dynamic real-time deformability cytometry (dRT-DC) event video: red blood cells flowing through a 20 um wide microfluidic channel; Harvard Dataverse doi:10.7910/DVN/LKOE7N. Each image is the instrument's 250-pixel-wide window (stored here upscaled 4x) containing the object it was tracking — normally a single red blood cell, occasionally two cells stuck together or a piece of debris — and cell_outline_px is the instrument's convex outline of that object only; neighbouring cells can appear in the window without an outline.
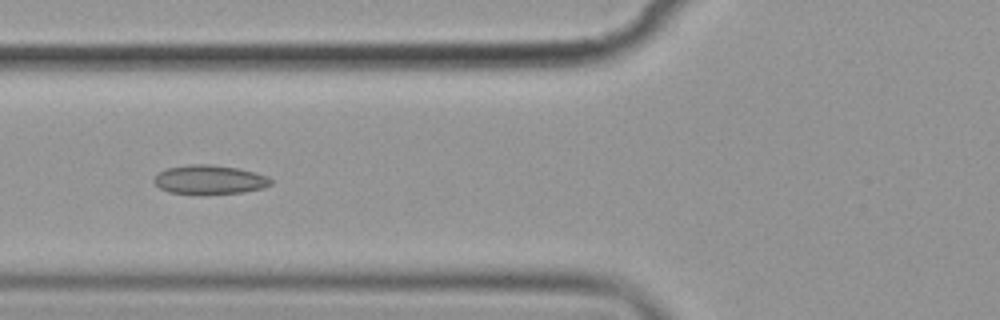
{"species": "common noctule bat (a hibernating species)", "species_latin": "Nyctalus noctula", "temperature_condition": "cold", "stored_images_in_passage": 6, "camera_frame_rate_fps": 3000, "um_per_image_px": 0.085, "animal": {"sex": "female", "body_mass_g": 19.9}, "frame": {"image": 1, "passage_image": 5, "time_ms": 5.333, "image_size_px": [1000, 320], "cell_outline_px": [[272, 184], [264, 188], [244, 192], [168, 192], [160, 188], [152, 180], [156, 172], [168, 168], [192, 164], [208, 164], [236, 168], [256, 172], [268, 176], [272, 180]], "centroid_in_image_um": [17.82, 15.24], "position_along_channel_um": 108.0, "area_um2": 19.31}}
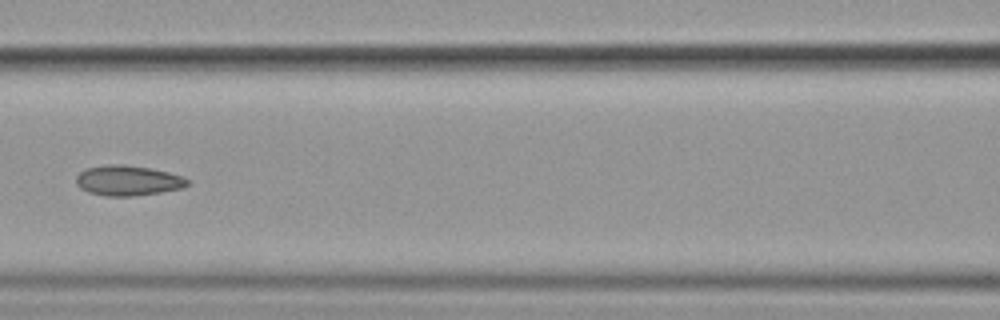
{"frame": {"image": 2, "passage_image": 6, "time_ms": 6.667, "image_size_px": [1000, 320], "cell_outline_px": [[188, 184], [180, 188], [160, 192], [132, 196], [108, 196], [88, 192], [80, 188], [76, 184], [76, 176], [80, 172], [88, 168], [112, 164], [124, 164], [148, 168], [168, 172], [184, 176], [188, 180]], "centroid_in_image_um": [10.85, 15.34], "position_along_channel_um": 155.7, "area_um2": 19.36}}